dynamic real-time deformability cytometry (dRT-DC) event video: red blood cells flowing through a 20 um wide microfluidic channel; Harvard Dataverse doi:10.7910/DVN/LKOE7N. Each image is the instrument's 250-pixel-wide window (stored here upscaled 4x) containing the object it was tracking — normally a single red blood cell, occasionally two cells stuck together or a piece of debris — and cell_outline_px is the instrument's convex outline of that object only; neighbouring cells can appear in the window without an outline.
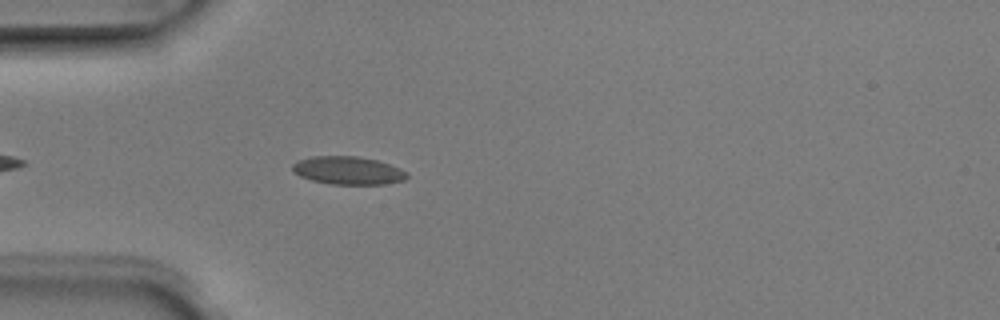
{"species": "Egyptian fruit bat (a non-hibernating species)", "species_latin": "Rousettus aegyptiacus", "temperature_condition": "room temperature", "stored_images_in_passage": 4, "camera_frame_rate_fps": 3000, "um_per_image_px": 0.085, "animal": {"sex": "male"}, "frame": {"image": 1, "passage_image": 4, "time_ms": 1.0, "image_size_px": [1000, 320], "cell_outline_px": [[408, 176], [404, 180], [384, 184], [332, 184], [312, 180], [300, 176], [292, 172], [292, 164], [296, 160], [312, 156], [356, 156], [376, 160], [400, 168], [408, 172]], "centroid_in_image_um": [29.55, 14.48], "position_along_channel_um": 55.4, "area_um2": 18.73}}